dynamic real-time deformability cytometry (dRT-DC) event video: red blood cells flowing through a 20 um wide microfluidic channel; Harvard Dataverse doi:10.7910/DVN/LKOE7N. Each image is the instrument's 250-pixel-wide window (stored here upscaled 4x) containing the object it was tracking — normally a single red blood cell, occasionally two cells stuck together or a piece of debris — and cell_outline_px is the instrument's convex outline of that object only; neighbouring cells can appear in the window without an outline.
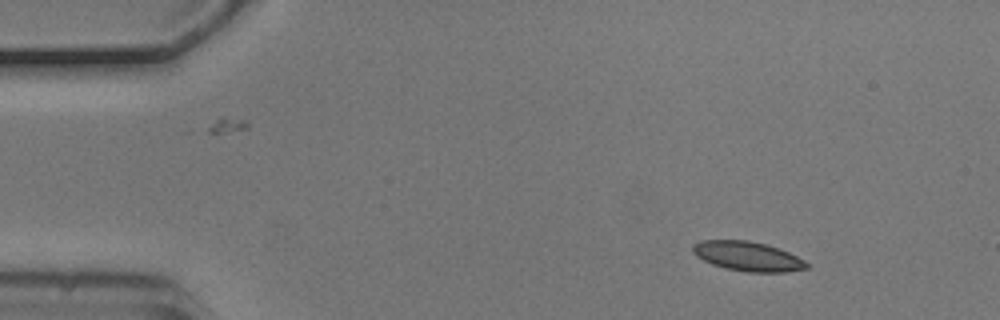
{"species": "common noctule bat (a hibernating species)", "species_latin": "Nyctalus noctula", "temperature_condition": "cold", "stored_images_in_passage": 5, "camera_frame_rate_fps": 3000, "um_per_image_px": 0.085, "animal": {"sex": "male", "body_mass_g": 20.5, "forearm_length_mm": 52.5}, "frame": {"image": 1, "passage_image": 1, "time_ms": 0.0, "image_size_px": [1000, 320], "cell_outline_px": [[812, 268], [784, 272], [748, 272], [724, 268], [712, 264], [696, 256], [692, 252], [692, 244], [700, 240], [748, 240], [764, 244], [788, 252], [804, 260]], "centroid_in_image_um": [63.53, 21.79], "position_along_channel_um": 21.5, "area_um2": 19.59}}
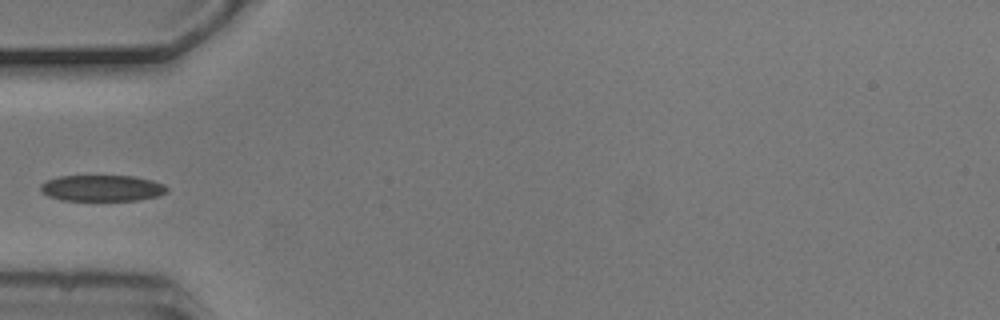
{"frame": {"image": 2, "passage_image": 4, "time_ms": 1.0, "image_size_px": [1000, 320], "cell_outline_px": [[168, 192], [160, 196], [140, 200], [60, 200], [48, 196], [40, 192], [40, 184], [56, 176], [132, 176], [152, 180], [164, 184], [168, 188]], "centroid_in_image_um": [8.68, 15.99], "position_along_channel_um": 76.3, "area_um2": 19.48}}